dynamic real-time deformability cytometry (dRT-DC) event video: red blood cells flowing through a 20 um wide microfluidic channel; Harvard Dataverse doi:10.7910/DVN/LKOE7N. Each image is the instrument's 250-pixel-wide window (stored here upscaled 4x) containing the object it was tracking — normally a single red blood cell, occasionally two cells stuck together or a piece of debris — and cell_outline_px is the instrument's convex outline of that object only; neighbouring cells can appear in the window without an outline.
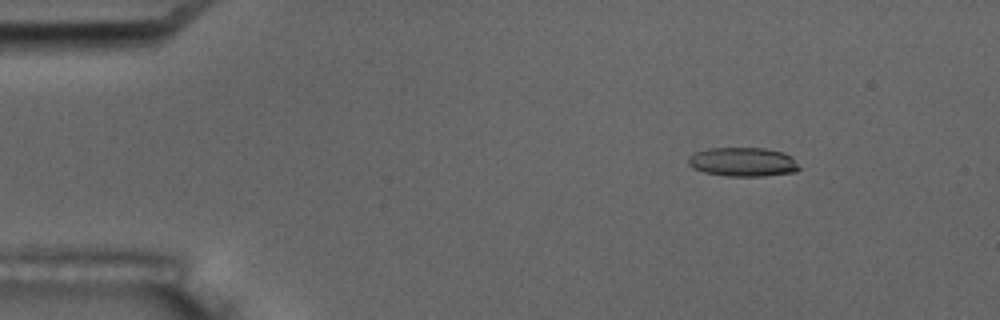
{"species": "common noctule bat (a hibernating species)", "species_latin": "Nyctalus noctula", "temperature_condition": "room temperature", "stored_images_in_passage": 5, "camera_frame_rate_fps": 3000, "um_per_image_px": 0.085, "animal": {"sex": "male", "body_mass_g": 17.5, "forearm_length_mm": 52.3}, "frame": {"image": 1, "passage_image": 2, "time_ms": 1.333, "image_size_px": [1000, 320], "cell_outline_px": [[800, 168], [796, 172], [764, 176], [728, 176], [704, 172], [692, 168], [688, 164], [688, 156], [696, 152], [708, 148], [764, 148], [784, 152], [792, 156]], "centroid_in_image_um": [63.15, 13.76], "position_along_channel_um": 21.8, "area_um2": 18.9}}